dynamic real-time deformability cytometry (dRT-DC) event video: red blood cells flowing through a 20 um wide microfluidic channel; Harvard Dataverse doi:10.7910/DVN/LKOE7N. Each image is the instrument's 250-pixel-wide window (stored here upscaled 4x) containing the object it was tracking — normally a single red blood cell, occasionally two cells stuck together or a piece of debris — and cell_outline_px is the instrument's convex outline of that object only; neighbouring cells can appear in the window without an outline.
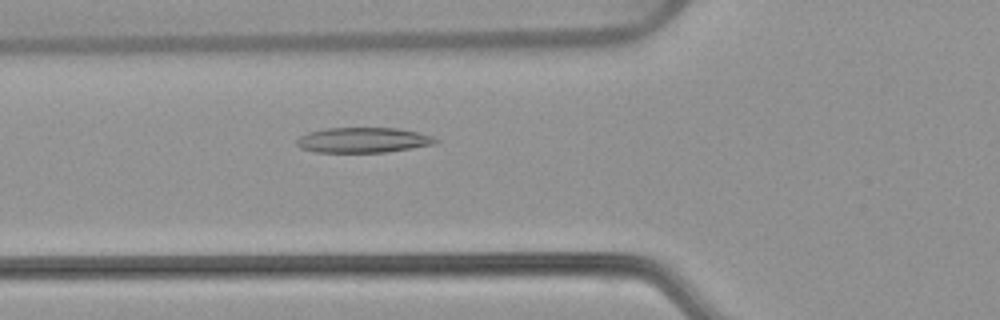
{"species": "common noctule bat (a hibernating species)", "species_latin": "Nyctalus noctula", "temperature_condition": "warm", "stored_images_in_passage": 49, "camera_frame_rate_fps": 3000, "um_per_image_px": 0.085, "animal": {"sex": "female", "body_mass_g": 22.7, "forearm_length_mm": 54.2}, "frame": {"image": 1, "passage_image": 15, "time_ms": 4.667, "image_size_px": [1000, 320], "cell_outline_px": [[440, 140], [436, 144], [412, 148], [384, 152], [316, 152], [300, 148], [296, 144], [296, 140], [300, 136], [308, 132], [324, 128], [396, 128], [416, 132], [432, 136]], "centroid_in_image_um": [30.85, 11.91], "position_along_channel_um": 94.9, "area_um2": 20.4}}
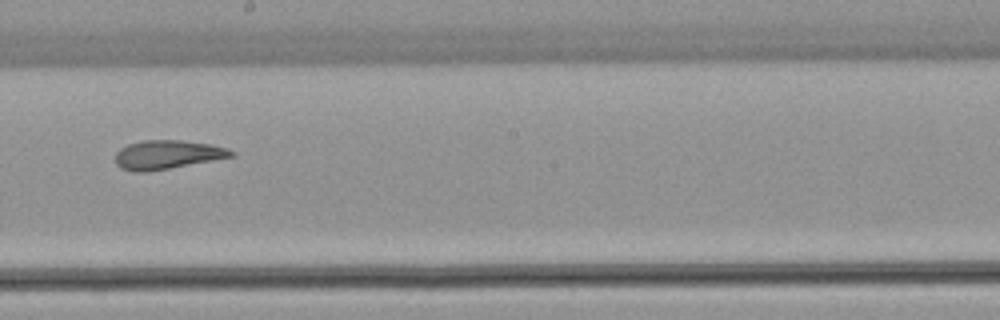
{"frame": {"image": 2, "passage_image": 26, "time_ms": 8.333, "image_size_px": [1000, 320], "cell_outline_px": [[236, 156], [148, 172], [132, 172], [120, 168], [116, 164], [116, 152], [120, 148], [128, 144], [144, 140], [180, 140], [212, 144], [228, 148], [236, 152]], "centroid_in_image_um": [14.24, 13.15], "position_along_channel_um": 234.0, "area_um2": 19.71}}
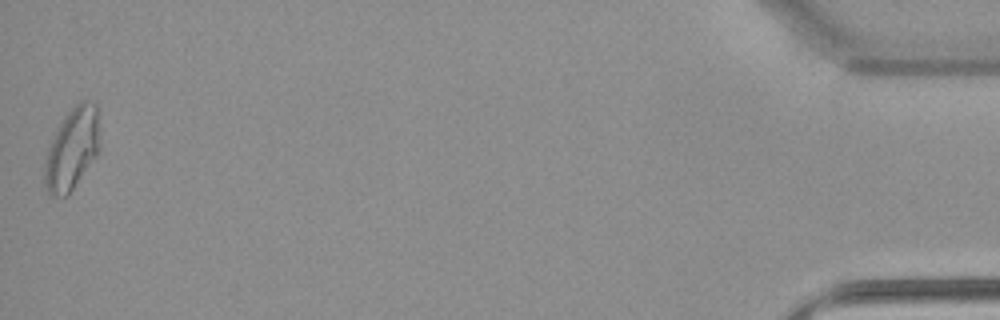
{"frame": {"image": 3, "passage_image": 49, "time_ms": 16.0, "image_size_px": [1000, 320], "cell_outline_px": [[100, 148], [96, 156], [68, 196], [52, 200], [48, 196], [44, 184], [44, 164], [48, 144], [64, 116], [80, 100], [92, 100], [96, 104], [100, 132]], "centroid_in_image_um": [6.11, 12.7], "position_along_channel_um": 429.1, "area_um2": 27.11}, "authors_computed_cell_mechanics": {"area_um2": 21.0392, "velocity_mm_per_s": 3.7959, "shape_relaxation_time_tau1_ms": null, "shape_relaxation_time_tau2_ms": 2.53, "deformation_change_tau1": null, "deformation_change_tau2": 0.0978}}